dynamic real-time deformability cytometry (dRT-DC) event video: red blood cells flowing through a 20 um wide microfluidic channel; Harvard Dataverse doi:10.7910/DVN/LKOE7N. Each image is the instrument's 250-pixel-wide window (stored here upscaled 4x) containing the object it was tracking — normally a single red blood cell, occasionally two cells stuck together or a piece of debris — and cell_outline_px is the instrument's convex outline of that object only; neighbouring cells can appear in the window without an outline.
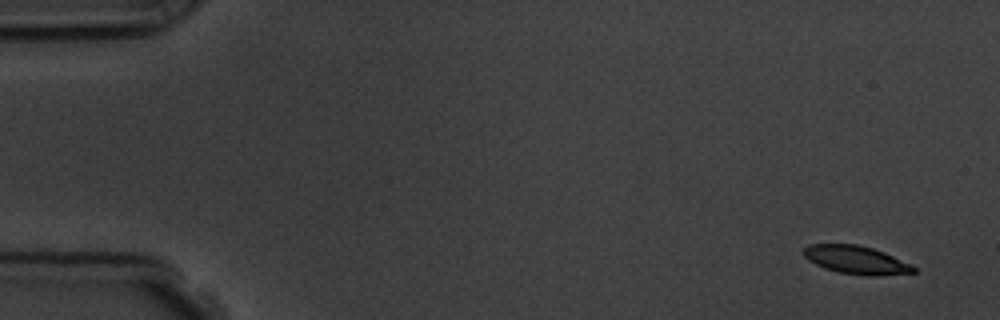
{"species": "common noctule bat (a hibernating species)", "species_latin": "Nyctalus noctula", "temperature_condition": "room temperature", "stored_images_in_passage": 4, "camera_frame_rate_fps": 3000, "um_per_image_px": 0.085, "animal": {"sex": "male", "body_mass_g": 19.5, "forearm_length_mm": 54.6}, "frame": {"image": 1, "passage_image": 1, "time_ms": 0.0, "image_size_px": [1000, 320], "cell_outline_px": [[916, 272], [876, 276], [864, 276], [840, 272], [824, 268], [808, 260], [804, 256], [804, 248], [808, 244], [856, 244], [872, 248], [884, 252], [912, 264], [916, 268]], "centroid_in_image_um": [72.79, 22.09], "position_along_channel_um": 12.2, "area_um2": 18.09}}
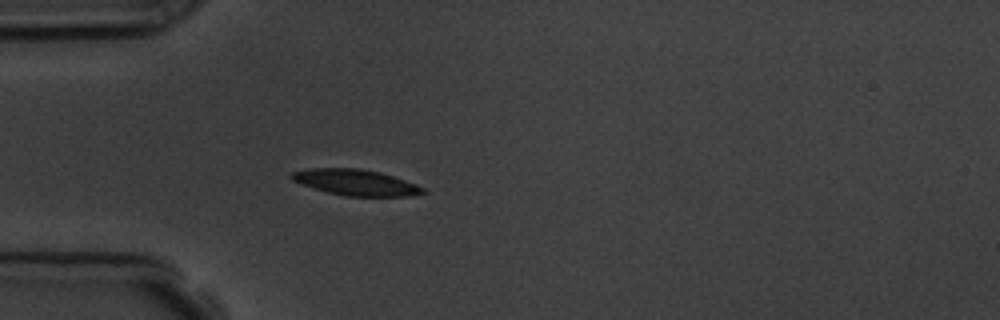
{"frame": {"image": 2, "passage_image": 4, "time_ms": 4.333, "image_size_px": [1000, 320], "cell_outline_px": [[428, 192], [408, 196], [344, 196], [328, 192], [300, 184], [292, 180], [288, 176], [292, 172], [312, 168], [356, 168], [380, 172], [416, 184], [424, 188]], "centroid_in_image_um": [30.22, 15.51], "position_along_channel_um": 54.8, "area_um2": 19.77}}